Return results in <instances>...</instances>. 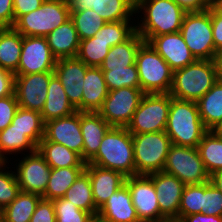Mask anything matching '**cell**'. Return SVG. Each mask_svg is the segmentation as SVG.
<instances>
[{"instance_id":"8","label":"cell","mask_w":222,"mask_h":222,"mask_svg":"<svg viewBox=\"0 0 222 222\" xmlns=\"http://www.w3.org/2000/svg\"><path fill=\"white\" fill-rule=\"evenodd\" d=\"M170 105L169 93L144 94L126 128L131 134L165 131Z\"/></svg>"},{"instance_id":"5","label":"cell","mask_w":222,"mask_h":222,"mask_svg":"<svg viewBox=\"0 0 222 222\" xmlns=\"http://www.w3.org/2000/svg\"><path fill=\"white\" fill-rule=\"evenodd\" d=\"M135 64L140 87L145 94L170 92L173 70L148 42L140 46Z\"/></svg>"},{"instance_id":"23","label":"cell","mask_w":222,"mask_h":222,"mask_svg":"<svg viewBox=\"0 0 222 222\" xmlns=\"http://www.w3.org/2000/svg\"><path fill=\"white\" fill-rule=\"evenodd\" d=\"M109 93L100 67H89L83 83L82 112H98Z\"/></svg>"},{"instance_id":"3","label":"cell","mask_w":222,"mask_h":222,"mask_svg":"<svg viewBox=\"0 0 222 222\" xmlns=\"http://www.w3.org/2000/svg\"><path fill=\"white\" fill-rule=\"evenodd\" d=\"M98 167L135 175L132 134L126 127H111L103 137L97 154L88 162Z\"/></svg>"},{"instance_id":"16","label":"cell","mask_w":222,"mask_h":222,"mask_svg":"<svg viewBox=\"0 0 222 222\" xmlns=\"http://www.w3.org/2000/svg\"><path fill=\"white\" fill-rule=\"evenodd\" d=\"M88 68L77 56L58 59L54 68V74L60 80L69 102L80 112H82L84 77Z\"/></svg>"},{"instance_id":"27","label":"cell","mask_w":222,"mask_h":222,"mask_svg":"<svg viewBox=\"0 0 222 222\" xmlns=\"http://www.w3.org/2000/svg\"><path fill=\"white\" fill-rule=\"evenodd\" d=\"M36 149L37 146L26 134L13 125L10 124L0 131V162H10L14 157L34 152Z\"/></svg>"},{"instance_id":"43","label":"cell","mask_w":222,"mask_h":222,"mask_svg":"<svg viewBox=\"0 0 222 222\" xmlns=\"http://www.w3.org/2000/svg\"><path fill=\"white\" fill-rule=\"evenodd\" d=\"M203 207V183L185 185L179 207V220L191 214L201 213Z\"/></svg>"},{"instance_id":"44","label":"cell","mask_w":222,"mask_h":222,"mask_svg":"<svg viewBox=\"0 0 222 222\" xmlns=\"http://www.w3.org/2000/svg\"><path fill=\"white\" fill-rule=\"evenodd\" d=\"M202 214L222 216V193L210 182L203 183Z\"/></svg>"},{"instance_id":"58","label":"cell","mask_w":222,"mask_h":222,"mask_svg":"<svg viewBox=\"0 0 222 222\" xmlns=\"http://www.w3.org/2000/svg\"><path fill=\"white\" fill-rule=\"evenodd\" d=\"M160 222H181V221L177 220V219H169V220H164V221H160Z\"/></svg>"},{"instance_id":"31","label":"cell","mask_w":222,"mask_h":222,"mask_svg":"<svg viewBox=\"0 0 222 222\" xmlns=\"http://www.w3.org/2000/svg\"><path fill=\"white\" fill-rule=\"evenodd\" d=\"M85 167L51 168L43 199L54 200L65 195Z\"/></svg>"},{"instance_id":"37","label":"cell","mask_w":222,"mask_h":222,"mask_svg":"<svg viewBox=\"0 0 222 222\" xmlns=\"http://www.w3.org/2000/svg\"><path fill=\"white\" fill-rule=\"evenodd\" d=\"M111 46L101 38L80 40L77 57L88 67H100Z\"/></svg>"},{"instance_id":"13","label":"cell","mask_w":222,"mask_h":222,"mask_svg":"<svg viewBox=\"0 0 222 222\" xmlns=\"http://www.w3.org/2000/svg\"><path fill=\"white\" fill-rule=\"evenodd\" d=\"M132 203L140 222H160L166 220L160 214L158 197L151 178L148 175L126 177Z\"/></svg>"},{"instance_id":"60","label":"cell","mask_w":222,"mask_h":222,"mask_svg":"<svg viewBox=\"0 0 222 222\" xmlns=\"http://www.w3.org/2000/svg\"><path fill=\"white\" fill-rule=\"evenodd\" d=\"M0 222H6L5 218L2 216L0 217Z\"/></svg>"},{"instance_id":"61","label":"cell","mask_w":222,"mask_h":222,"mask_svg":"<svg viewBox=\"0 0 222 222\" xmlns=\"http://www.w3.org/2000/svg\"><path fill=\"white\" fill-rule=\"evenodd\" d=\"M3 209L0 207V217H2Z\"/></svg>"},{"instance_id":"38","label":"cell","mask_w":222,"mask_h":222,"mask_svg":"<svg viewBox=\"0 0 222 222\" xmlns=\"http://www.w3.org/2000/svg\"><path fill=\"white\" fill-rule=\"evenodd\" d=\"M70 19L73 21L79 40L93 37L106 21L94 10L70 11Z\"/></svg>"},{"instance_id":"2","label":"cell","mask_w":222,"mask_h":222,"mask_svg":"<svg viewBox=\"0 0 222 222\" xmlns=\"http://www.w3.org/2000/svg\"><path fill=\"white\" fill-rule=\"evenodd\" d=\"M208 131L195 101L179 100L171 96L165 132L172 144L197 148Z\"/></svg>"},{"instance_id":"42","label":"cell","mask_w":222,"mask_h":222,"mask_svg":"<svg viewBox=\"0 0 222 222\" xmlns=\"http://www.w3.org/2000/svg\"><path fill=\"white\" fill-rule=\"evenodd\" d=\"M56 222H95V218L76 205L61 197L53 200Z\"/></svg>"},{"instance_id":"10","label":"cell","mask_w":222,"mask_h":222,"mask_svg":"<svg viewBox=\"0 0 222 222\" xmlns=\"http://www.w3.org/2000/svg\"><path fill=\"white\" fill-rule=\"evenodd\" d=\"M163 171L176 176L185 185L210 181L198 149L172 144L166 157Z\"/></svg>"},{"instance_id":"7","label":"cell","mask_w":222,"mask_h":222,"mask_svg":"<svg viewBox=\"0 0 222 222\" xmlns=\"http://www.w3.org/2000/svg\"><path fill=\"white\" fill-rule=\"evenodd\" d=\"M69 19L66 0H45L38 9L22 15L13 27L23 36L46 37Z\"/></svg>"},{"instance_id":"48","label":"cell","mask_w":222,"mask_h":222,"mask_svg":"<svg viewBox=\"0 0 222 222\" xmlns=\"http://www.w3.org/2000/svg\"><path fill=\"white\" fill-rule=\"evenodd\" d=\"M45 0H13L15 22L25 14L38 9Z\"/></svg>"},{"instance_id":"30","label":"cell","mask_w":222,"mask_h":222,"mask_svg":"<svg viewBox=\"0 0 222 222\" xmlns=\"http://www.w3.org/2000/svg\"><path fill=\"white\" fill-rule=\"evenodd\" d=\"M196 103L203 124L213 130L222 120V81L217 80Z\"/></svg>"},{"instance_id":"32","label":"cell","mask_w":222,"mask_h":222,"mask_svg":"<svg viewBox=\"0 0 222 222\" xmlns=\"http://www.w3.org/2000/svg\"><path fill=\"white\" fill-rule=\"evenodd\" d=\"M63 198L76 205L79 209L89 212L96 219L98 209L94 204L92 185L85 170L78 176Z\"/></svg>"},{"instance_id":"36","label":"cell","mask_w":222,"mask_h":222,"mask_svg":"<svg viewBox=\"0 0 222 222\" xmlns=\"http://www.w3.org/2000/svg\"><path fill=\"white\" fill-rule=\"evenodd\" d=\"M135 8L129 0H96L93 10L106 22H116L135 20Z\"/></svg>"},{"instance_id":"17","label":"cell","mask_w":222,"mask_h":222,"mask_svg":"<svg viewBox=\"0 0 222 222\" xmlns=\"http://www.w3.org/2000/svg\"><path fill=\"white\" fill-rule=\"evenodd\" d=\"M154 185L158 197L160 214L166 219L179 220V207L185 184L176 176L164 171L148 175Z\"/></svg>"},{"instance_id":"1","label":"cell","mask_w":222,"mask_h":222,"mask_svg":"<svg viewBox=\"0 0 222 222\" xmlns=\"http://www.w3.org/2000/svg\"><path fill=\"white\" fill-rule=\"evenodd\" d=\"M185 13L172 0H139L135 8L136 32L145 42L152 36L180 32Z\"/></svg>"},{"instance_id":"12","label":"cell","mask_w":222,"mask_h":222,"mask_svg":"<svg viewBox=\"0 0 222 222\" xmlns=\"http://www.w3.org/2000/svg\"><path fill=\"white\" fill-rule=\"evenodd\" d=\"M144 94L141 88L131 87L109 91L98 113L111 127H127Z\"/></svg>"},{"instance_id":"6","label":"cell","mask_w":222,"mask_h":222,"mask_svg":"<svg viewBox=\"0 0 222 222\" xmlns=\"http://www.w3.org/2000/svg\"><path fill=\"white\" fill-rule=\"evenodd\" d=\"M135 175H149L163 171L172 145L165 131L132 134Z\"/></svg>"},{"instance_id":"49","label":"cell","mask_w":222,"mask_h":222,"mask_svg":"<svg viewBox=\"0 0 222 222\" xmlns=\"http://www.w3.org/2000/svg\"><path fill=\"white\" fill-rule=\"evenodd\" d=\"M15 24L13 0H0V28Z\"/></svg>"},{"instance_id":"15","label":"cell","mask_w":222,"mask_h":222,"mask_svg":"<svg viewBox=\"0 0 222 222\" xmlns=\"http://www.w3.org/2000/svg\"><path fill=\"white\" fill-rule=\"evenodd\" d=\"M54 71L15 75L14 93L19 107L41 113Z\"/></svg>"},{"instance_id":"29","label":"cell","mask_w":222,"mask_h":222,"mask_svg":"<svg viewBox=\"0 0 222 222\" xmlns=\"http://www.w3.org/2000/svg\"><path fill=\"white\" fill-rule=\"evenodd\" d=\"M51 168L85 167L86 163L81 156L66 146L47 141L44 137L37 146Z\"/></svg>"},{"instance_id":"20","label":"cell","mask_w":222,"mask_h":222,"mask_svg":"<svg viewBox=\"0 0 222 222\" xmlns=\"http://www.w3.org/2000/svg\"><path fill=\"white\" fill-rule=\"evenodd\" d=\"M85 171L89 175L94 204L98 210L115 191L125 184L126 177L118 171L101 168L89 163H86Z\"/></svg>"},{"instance_id":"34","label":"cell","mask_w":222,"mask_h":222,"mask_svg":"<svg viewBox=\"0 0 222 222\" xmlns=\"http://www.w3.org/2000/svg\"><path fill=\"white\" fill-rule=\"evenodd\" d=\"M197 149L209 175L222 170V135L209 130Z\"/></svg>"},{"instance_id":"53","label":"cell","mask_w":222,"mask_h":222,"mask_svg":"<svg viewBox=\"0 0 222 222\" xmlns=\"http://www.w3.org/2000/svg\"><path fill=\"white\" fill-rule=\"evenodd\" d=\"M96 0H66L69 11H83L85 9H95Z\"/></svg>"},{"instance_id":"19","label":"cell","mask_w":222,"mask_h":222,"mask_svg":"<svg viewBox=\"0 0 222 222\" xmlns=\"http://www.w3.org/2000/svg\"><path fill=\"white\" fill-rule=\"evenodd\" d=\"M146 42L168 63L173 71L184 68L197 60L180 32L152 36Z\"/></svg>"},{"instance_id":"35","label":"cell","mask_w":222,"mask_h":222,"mask_svg":"<svg viewBox=\"0 0 222 222\" xmlns=\"http://www.w3.org/2000/svg\"><path fill=\"white\" fill-rule=\"evenodd\" d=\"M11 125L26 136L38 146L44 137L45 123L42 120L41 113L37 111L27 110L19 107L11 122Z\"/></svg>"},{"instance_id":"33","label":"cell","mask_w":222,"mask_h":222,"mask_svg":"<svg viewBox=\"0 0 222 222\" xmlns=\"http://www.w3.org/2000/svg\"><path fill=\"white\" fill-rule=\"evenodd\" d=\"M41 198L39 194L20 191L17 197L3 209L2 216L6 222H30Z\"/></svg>"},{"instance_id":"54","label":"cell","mask_w":222,"mask_h":222,"mask_svg":"<svg viewBox=\"0 0 222 222\" xmlns=\"http://www.w3.org/2000/svg\"><path fill=\"white\" fill-rule=\"evenodd\" d=\"M210 182L222 193V170L211 174Z\"/></svg>"},{"instance_id":"41","label":"cell","mask_w":222,"mask_h":222,"mask_svg":"<svg viewBox=\"0 0 222 222\" xmlns=\"http://www.w3.org/2000/svg\"><path fill=\"white\" fill-rule=\"evenodd\" d=\"M19 192L20 187L13 168L9 162H0V207L4 209L8 206Z\"/></svg>"},{"instance_id":"45","label":"cell","mask_w":222,"mask_h":222,"mask_svg":"<svg viewBox=\"0 0 222 222\" xmlns=\"http://www.w3.org/2000/svg\"><path fill=\"white\" fill-rule=\"evenodd\" d=\"M19 108L15 93L0 98V131L9 126Z\"/></svg>"},{"instance_id":"28","label":"cell","mask_w":222,"mask_h":222,"mask_svg":"<svg viewBox=\"0 0 222 222\" xmlns=\"http://www.w3.org/2000/svg\"><path fill=\"white\" fill-rule=\"evenodd\" d=\"M23 35L14 27L0 28V68L15 73L18 69Z\"/></svg>"},{"instance_id":"9","label":"cell","mask_w":222,"mask_h":222,"mask_svg":"<svg viewBox=\"0 0 222 222\" xmlns=\"http://www.w3.org/2000/svg\"><path fill=\"white\" fill-rule=\"evenodd\" d=\"M180 33L198 60H214L216 50L212 36L210 7L203 12L185 13Z\"/></svg>"},{"instance_id":"26","label":"cell","mask_w":222,"mask_h":222,"mask_svg":"<svg viewBox=\"0 0 222 222\" xmlns=\"http://www.w3.org/2000/svg\"><path fill=\"white\" fill-rule=\"evenodd\" d=\"M144 39L135 31L126 41L114 45L108 51L101 70L124 69L135 64L136 55Z\"/></svg>"},{"instance_id":"24","label":"cell","mask_w":222,"mask_h":222,"mask_svg":"<svg viewBox=\"0 0 222 222\" xmlns=\"http://www.w3.org/2000/svg\"><path fill=\"white\" fill-rule=\"evenodd\" d=\"M46 39L57 60L77 56L80 40L71 19L54 29L46 36Z\"/></svg>"},{"instance_id":"52","label":"cell","mask_w":222,"mask_h":222,"mask_svg":"<svg viewBox=\"0 0 222 222\" xmlns=\"http://www.w3.org/2000/svg\"><path fill=\"white\" fill-rule=\"evenodd\" d=\"M181 222H222V216L202 213L191 214L180 219Z\"/></svg>"},{"instance_id":"59","label":"cell","mask_w":222,"mask_h":222,"mask_svg":"<svg viewBox=\"0 0 222 222\" xmlns=\"http://www.w3.org/2000/svg\"><path fill=\"white\" fill-rule=\"evenodd\" d=\"M129 1L136 7L139 0H129Z\"/></svg>"},{"instance_id":"40","label":"cell","mask_w":222,"mask_h":222,"mask_svg":"<svg viewBox=\"0 0 222 222\" xmlns=\"http://www.w3.org/2000/svg\"><path fill=\"white\" fill-rule=\"evenodd\" d=\"M108 90H116L122 87L141 88L136 64L124 69L102 70Z\"/></svg>"},{"instance_id":"39","label":"cell","mask_w":222,"mask_h":222,"mask_svg":"<svg viewBox=\"0 0 222 222\" xmlns=\"http://www.w3.org/2000/svg\"><path fill=\"white\" fill-rule=\"evenodd\" d=\"M135 31V20L106 22L93 37L103 39L112 47L126 41Z\"/></svg>"},{"instance_id":"56","label":"cell","mask_w":222,"mask_h":222,"mask_svg":"<svg viewBox=\"0 0 222 222\" xmlns=\"http://www.w3.org/2000/svg\"><path fill=\"white\" fill-rule=\"evenodd\" d=\"M214 133L222 135V120L220 123L212 130Z\"/></svg>"},{"instance_id":"4","label":"cell","mask_w":222,"mask_h":222,"mask_svg":"<svg viewBox=\"0 0 222 222\" xmlns=\"http://www.w3.org/2000/svg\"><path fill=\"white\" fill-rule=\"evenodd\" d=\"M218 80L214 60H196L173 71L169 94L179 100L197 102Z\"/></svg>"},{"instance_id":"50","label":"cell","mask_w":222,"mask_h":222,"mask_svg":"<svg viewBox=\"0 0 222 222\" xmlns=\"http://www.w3.org/2000/svg\"><path fill=\"white\" fill-rule=\"evenodd\" d=\"M15 74L0 68V98L14 94Z\"/></svg>"},{"instance_id":"25","label":"cell","mask_w":222,"mask_h":222,"mask_svg":"<svg viewBox=\"0 0 222 222\" xmlns=\"http://www.w3.org/2000/svg\"><path fill=\"white\" fill-rule=\"evenodd\" d=\"M47 89L46 102L41 111L44 123L52 119L70 116L77 111L69 102L65 90L55 74L51 77Z\"/></svg>"},{"instance_id":"55","label":"cell","mask_w":222,"mask_h":222,"mask_svg":"<svg viewBox=\"0 0 222 222\" xmlns=\"http://www.w3.org/2000/svg\"><path fill=\"white\" fill-rule=\"evenodd\" d=\"M214 63L216 66L217 78L219 81H222V51L216 52Z\"/></svg>"},{"instance_id":"11","label":"cell","mask_w":222,"mask_h":222,"mask_svg":"<svg viewBox=\"0 0 222 222\" xmlns=\"http://www.w3.org/2000/svg\"><path fill=\"white\" fill-rule=\"evenodd\" d=\"M9 163L13 166L20 191L36 193L41 196L45 193L51 167L37 149L17 157V159L14 158Z\"/></svg>"},{"instance_id":"14","label":"cell","mask_w":222,"mask_h":222,"mask_svg":"<svg viewBox=\"0 0 222 222\" xmlns=\"http://www.w3.org/2000/svg\"><path fill=\"white\" fill-rule=\"evenodd\" d=\"M56 61L46 37L23 36L20 61L14 74L28 75L54 71Z\"/></svg>"},{"instance_id":"51","label":"cell","mask_w":222,"mask_h":222,"mask_svg":"<svg viewBox=\"0 0 222 222\" xmlns=\"http://www.w3.org/2000/svg\"><path fill=\"white\" fill-rule=\"evenodd\" d=\"M179 5L186 13L203 12L211 5V0H172Z\"/></svg>"},{"instance_id":"22","label":"cell","mask_w":222,"mask_h":222,"mask_svg":"<svg viewBox=\"0 0 222 222\" xmlns=\"http://www.w3.org/2000/svg\"><path fill=\"white\" fill-rule=\"evenodd\" d=\"M80 127L83 136L82 160L88 163L97 154L111 126L98 112H80Z\"/></svg>"},{"instance_id":"47","label":"cell","mask_w":222,"mask_h":222,"mask_svg":"<svg viewBox=\"0 0 222 222\" xmlns=\"http://www.w3.org/2000/svg\"><path fill=\"white\" fill-rule=\"evenodd\" d=\"M212 36L216 52L222 51V7L211 5Z\"/></svg>"},{"instance_id":"21","label":"cell","mask_w":222,"mask_h":222,"mask_svg":"<svg viewBox=\"0 0 222 222\" xmlns=\"http://www.w3.org/2000/svg\"><path fill=\"white\" fill-rule=\"evenodd\" d=\"M95 221L140 222L132 203L129 188L124 184L98 210Z\"/></svg>"},{"instance_id":"46","label":"cell","mask_w":222,"mask_h":222,"mask_svg":"<svg viewBox=\"0 0 222 222\" xmlns=\"http://www.w3.org/2000/svg\"><path fill=\"white\" fill-rule=\"evenodd\" d=\"M30 222H56L53 200L41 198L35 208Z\"/></svg>"},{"instance_id":"18","label":"cell","mask_w":222,"mask_h":222,"mask_svg":"<svg viewBox=\"0 0 222 222\" xmlns=\"http://www.w3.org/2000/svg\"><path fill=\"white\" fill-rule=\"evenodd\" d=\"M44 138L66 146L82 158L83 136L80 127V111L45 122Z\"/></svg>"},{"instance_id":"57","label":"cell","mask_w":222,"mask_h":222,"mask_svg":"<svg viewBox=\"0 0 222 222\" xmlns=\"http://www.w3.org/2000/svg\"><path fill=\"white\" fill-rule=\"evenodd\" d=\"M211 3L215 6L222 7V0H211Z\"/></svg>"}]
</instances>
